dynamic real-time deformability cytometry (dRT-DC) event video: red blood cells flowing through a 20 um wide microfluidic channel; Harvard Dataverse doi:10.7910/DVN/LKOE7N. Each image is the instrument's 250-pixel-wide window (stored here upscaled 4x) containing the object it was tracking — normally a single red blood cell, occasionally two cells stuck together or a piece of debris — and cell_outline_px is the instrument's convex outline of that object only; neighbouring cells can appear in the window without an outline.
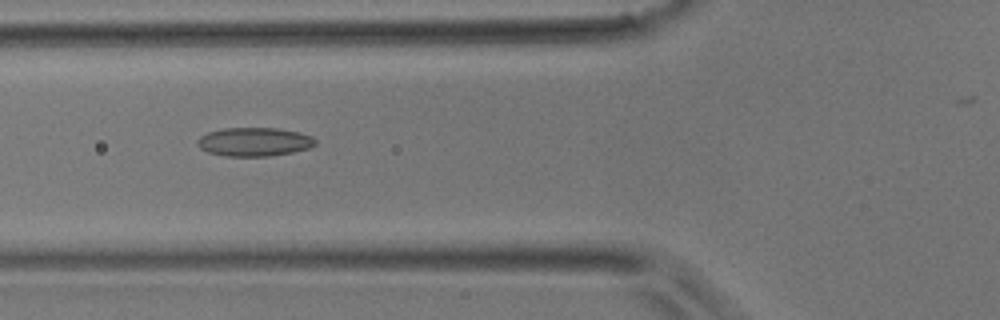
{"species": "common noctule bat (a hibernating species)", "species_latin": "Nyctalus noctula", "temperature_condition": "room temperature", "stored_images_in_passage": 44, "camera_frame_rate_fps": 3000, "um_per_image_px": 0.085, "animal": {"sex": "male", "body_mass_g": 17.9}, "frame": {"image": 1, "passage_image": 17, "time_ms": 5.333, "image_size_px": [1000, 320], "cell_outline_px": [[316, 144], [308, 148], [292, 152], [268, 156], [224, 156], [208, 152], [200, 148], [196, 144], [196, 140], [200, 136], [208, 132], [224, 128], [276, 128], [300, 132], [312, 136], [316, 140]], "centroid_in_image_um": [21.59, 12.05], "position_along_channel_um": 104.2, "area_um2": 19.77}}
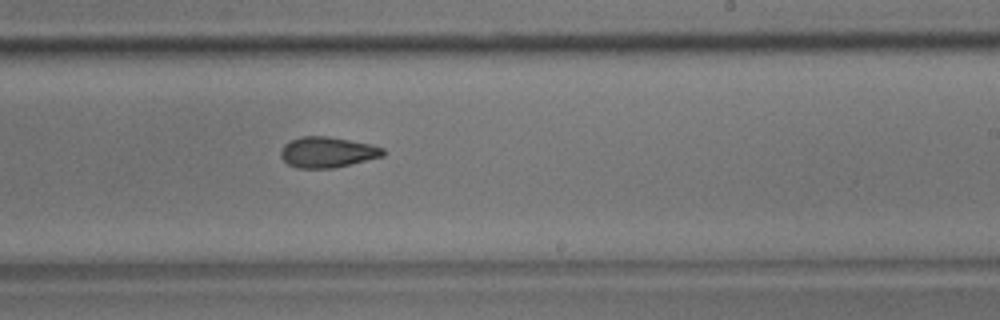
{"frame": {"image": 2, "passage_image": 28, "time_ms": 9.0, "image_size_px": [1000, 320], "cell_outline_px": [[388, 152], [384, 156], [332, 168], [296, 168], [288, 164], [280, 156], [280, 152], [284, 144], [300, 136], [328, 136], [372, 144], [384, 148]], "centroid_in_image_um": [27.85, 12.93], "position_along_channel_um": 261.1, "area_um2": 18.38}}
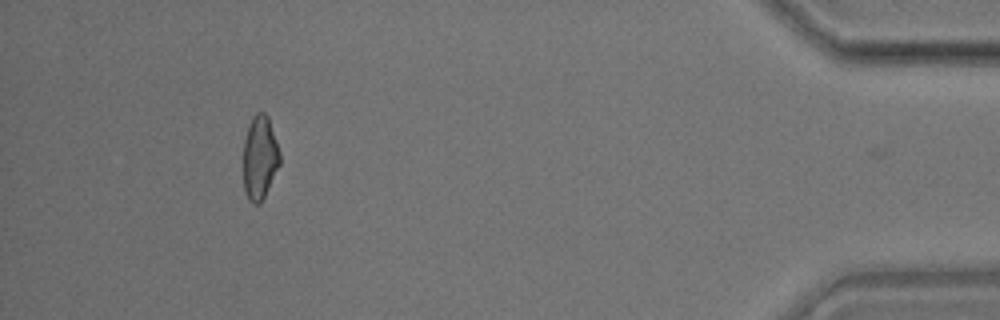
{"frame": {"image": 3, "passage_image": 43, "time_ms": 14.0, "image_size_px": [1000, 320], "cell_outline_px": [[280, 164], [260, 204], [252, 204], [248, 200], [244, 192], [244, 140], [248, 124], [252, 116], [256, 112], [264, 112], [268, 116], [280, 152]], "centroid_in_image_um": [22.07, 13.39], "position_along_channel_um": 413.1, "area_um2": 17.92}}